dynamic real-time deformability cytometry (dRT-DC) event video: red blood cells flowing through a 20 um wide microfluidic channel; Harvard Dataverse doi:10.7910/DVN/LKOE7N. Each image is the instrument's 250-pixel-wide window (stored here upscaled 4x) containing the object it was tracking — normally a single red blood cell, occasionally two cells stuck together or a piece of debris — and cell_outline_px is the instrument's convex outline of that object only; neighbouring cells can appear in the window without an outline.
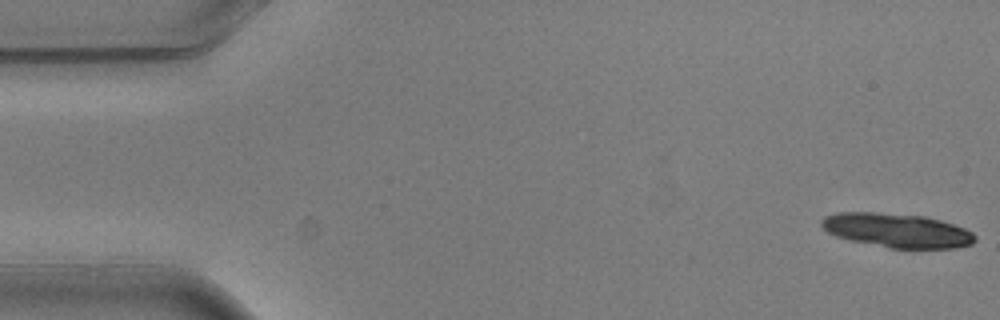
{"species": "common noctule bat (a hibernating species)", "species_latin": "Nyctalus noctula", "temperature_condition": "warm", "stored_images_in_passage": 5, "camera_frame_rate_fps": 3000, "um_per_image_px": 0.085, "animal": {"sex": "male", "body_mass_g": 20.5, "forearm_length_mm": 52.5}, "frame": {"image": 1, "passage_image": 1, "time_ms": 0.0, "image_size_px": [1000, 320], "cell_outline_px": [[976, 240], [972, 244], [956, 248], [888, 248], [852, 240], [836, 236], [828, 232], [820, 224], [820, 220], [824, 216], [836, 212], [876, 212], [924, 216], [940, 220], [964, 228], [972, 232], [976, 236]], "centroid_in_image_um": [76.24, 19.58], "position_along_channel_um": 8.8, "area_um2": 30.52}}